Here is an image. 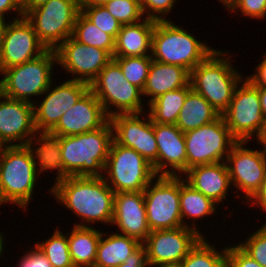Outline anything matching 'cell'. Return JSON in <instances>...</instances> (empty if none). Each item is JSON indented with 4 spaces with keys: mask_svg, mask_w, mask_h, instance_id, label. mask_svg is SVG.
<instances>
[{
    "mask_svg": "<svg viewBox=\"0 0 266 267\" xmlns=\"http://www.w3.org/2000/svg\"><path fill=\"white\" fill-rule=\"evenodd\" d=\"M113 141V127L108 120L102 127L73 136L44 137L47 172L56 179L68 176H103Z\"/></svg>",
    "mask_w": 266,
    "mask_h": 267,
    "instance_id": "cell-1",
    "label": "cell"
},
{
    "mask_svg": "<svg viewBox=\"0 0 266 267\" xmlns=\"http://www.w3.org/2000/svg\"><path fill=\"white\" fill-rule=\"evenodd\" d=\"M49 189L58 204L81 218L82 221H76L72 226L92 227L99 222L106 226L112 224L115 192L103 176L63 177L56 179Z\"/></svg>",
    "mask_w": 266,
    "mask_h": 267,
    "instance_id": "cell-2",
    "label": "cell"
},
{
    "mask_svg": "<svg viewBox=\"0 0 266 267\" xmlns=\"http://www.w3.org/2000/svg\"><path fill=\"white\" fill-rule=\"evenodd\" d=\"M47 173L44 142L6 146L0 159V206H19L27 211L39 176Z\"/></svg>",
    "mask_w": 266,
    "mask_h": 267,
    "instance_id": "cell-3",
    "label": "cell"
},
{
    "mask_svg": "<svg viewBox=\"0 0 266 267\" xmlns=\"http://www.w3.org/2000/svg\"><path fill=\"white\" fill-rule=\"evenodd\" d=\"M231 57L229 50L216 49L190 71L192 90L202 95L220 115L228 109L235 88L245 77L233 66Z\"/></svg>",
    "mask_w": 266,
    "mask_h": 267,
    "instance_id": "cell-4",
    "label": "cell"
},
{
    "mask_svg": "<svg viewBox=\"0 0 266 267\" xmlns=\"http://www.w3.org/2000/svg\"><path fill=\"white\" fill-rule=\"evenodd\" d=\"M179 26L174 20L156 21L152 33L151 57L161 63L183 67L190 73L215 49Z\"/></svg>",
    "mask_w": 266,
    "mask_h": 267,
    "instance_id": "cell-5",
    "label": "cell"
},
{
    "mask_svg": "<svg viewBox=\"0 0 266 267\" xmlns=\"http://www.w3.org/2000/svg\"><path fill=\"white\" fill-rule=\"evenodd\" d=\"M55 65H57L56 53L47 49L35 59L5 69L0 74L3 76L0 79L2 94L35 104L37 101L35 99L41 97L53 82L55 73L53 69H58Z\"/></svg>",
    "mask_w": 266,
    "mask_h": 267,
    "instance_id": "cell-6",
    "label": "cell"
},
{
    "mask_svg": "<svg viewBox=\"0 0 266 267\" xmlns=\"http://www.w3.org/2000/svg\"><path fill=\"white\" fill-rule=\"evenodd\" d=\"M89 89L98 98L109 119L118 114H138L147 110L142 90L125 79L114 59L100 71Z\"/></svg>",
    "mask_w": 266,
    "mask_h": 267,
    "instance_id": "cell-7",
    "label": "cell"
},
{
    "mask_svg": "<svg viewBox=\"0 0 266 267\" xmlns=\"http://www.w3.org/2000/svg\"><path fill=\"white\" fill-rule=\"evenodd\" d=\"M156 176L149 161L113 139L103 177L115 193L144 191Z\"/></svg>",
    "mask_w": 266,
    "mask_h": 267,
    "instance_id": "cell-8",
    "label": "cell"
},
{
    "mask_svg": "<svg viewBox=\"0 0 266 267\" xmlns=\"http://www.w3.org/2000/svg\"><path fill=\"white\" fill-rule=\"evenodd\" d=\"M79 12L77 0H49L30 10L25 18L32 24L39 41L47 49L55 50L72 36Z\"/></svg>",
    "mask_w": 266,
    "mask_h": 267,
    "instance_id": "cell-9",
    "label": "cell"
},
{
    "mask_svg": "<svg viewBox=\"0 0 266 267\" xmlns=\"http://www.w3.org/2000/svg\"><path fill=\"white\" fill-rule=\"evenodd\" d=\"M143 194L151 231L183 226L180 214V175H157Z\"/></svg>",
    "mask_w": 266,
    "mask_h": 267,
    "instance_id": "cell-10",
    "label": "cell"
},
{
    "mask_svg": "<svg viewBox=\"0 0 266 267\" xmlns=\"http://www.w3.org/2000/svg\"><path fill=\"white\" fill-rule=\"evenodd\" d=\"M187 170L205 164L223 162L237 140L231 135L223 116L184 133Z\"/></svg>",
    "mask_w": 266,
    "mask_h": 267,
    "instance_id": "cell-11",
    "label": "cell"
},
{
    "mask_svg": "<svg viewBox=\"0 0 266 267\" xmlns=\"http://www.w3.org/2000/svg\"><path fill=\"white\" fill-rule=\"evenodd\" d=\"M222 116L237 141H253L264 117L258 87L243 78L235 88L229 107Z\"/></svg>",
    "mask_w": 266,
    "mask_h": 267,
    "instance_id": "cell-12",
    "label": "cell"
},
{
    "mask_svg": "<svg viewBox=\"0 0 266 267\" xmlns=\"http://www.w3.org/2000/svg\"><path fill=\"white\" fill-rule=\"evenodd\" d=\"M250 141H237L226 157L225 163L230 175L232 192L244 193L239 200L247 203L260 189L266 174V161L263 150L249 148ZM245 144L247 147H245ZM246 200V201H245Z\"/></svg>",
    "mask_w": 266,
    "mask_h": 267,
    "instance_id": "cell-13",
    "label": "cell"
},
{
    "mask_svg": "<svg viewBox=\"0 0 266 267\" xmlns=\"http://www.w3.org/2000/svg\"><path fill=\"white\" fill-rule=\"evenodd\" d=\"M203 236L189 227L151 231L143 243L151 267H177Z\"/></svg>",
    "mask_w": 266,
    "mask_h": 267,
    "instance_id": "cell-14",
    "label": "cell"
},
{
    "mask_svg": "<svg viewBox=\"0 0 266 267\" xmlns=\"http://www.w3.org/2000/svg\"><path fill=\"white\" fill-rule=\"evenodd\" d=\"M53 83L55 84L53 81L41 96V98L45 96L42 98L43 100H38L33 104L35 128L42 139L57 125L63 114L73 107L89 89V84L69 78L54 87Z\"/></svg>",
    "mask_w": 266,
    "mask_h": 267,
    "instance_id": "cell-15",
    "label": "cell"
},
{
    "mask_svg": "<svg viewBox=\"0 0 266 267\" xmlns=\"http://www.w3.org/2000/svg\"><path fill=\"white\" fill-rule=\"evenodd\" d=\"M57 64L70 80L87 84L97 77L100 71L113 59L106 51L98 47L78 42L72 36L67 38L55 50Z\"/></svg>",
    "mask_w": 266,
    "mask_h": 267,
    "instance_id": "cell-16",
    "label": "cell"
},
{
    "mask_svg": "<svg viewBox=\"0 0 266 267\" xmlns=\"http://www.w3.org/2000/svg\"><path fill=\"white\" fill-rule=\"evenodd\" d=\"M0 142L6 146L43 142L35 128L33 104L0 96Z\"/></svg>",
    "mask_w": 266,
    "mask_h": 267,
    "instance_id": "cell-17",
    "label": "cell"
},
{
    "mask_svg": "<svg viewBox=\"0 0 266 267\" xmlns=\"http://www.w3.org/2000/svg\"><path fill=\"white\" fill-rule=\"evenodd\" d=\"M143 114H118L109 120L113 127V139L122 146L134 149L153 164L158 153L154 122L147 112Z\"/></svg>",
    "mask_w": 266,
    "mask_h": 267,
    "instance_id": "cell-18",
    "label": "cell"
},
{
    "mask_svg": "<svg viewBox=\"0 0 266 267\" xmlns=\"http://www.w3.org/2000/svg\"><path fill=\"white\" fill-rule=\"evenodd\" d=\"M46 50L25 16L9 20L0 51V74L5 69L39 57Z\"/></svg>",
    "mask_w": 266,
    "mask_h": 267,
    "instance_id": "cell-19",
    "label": "cell"
},
{
    "mask_svg": "<svg viewBox=\"0 0 266 267\" xmlns=\"http://www.w3.org/2000/svg\"><path fill=\"white\" fill-rule=\"evenodd\" d=\"M108 120L102 104L88 89L45 137L79 135L102 127Z\"/></svg>",
    "mask_w": 266,
    "mask_h": 267,
    "instance_id": "cell-20",
    "label": "cell"
},
{
    "mask_svg": "<svg viewBox=\"0 0 266 267\" xmlns=\"http://www.w3.org/2000/svg\"><path fill=\"white\" fill-rule=\"evenodd\" d=\"M158 153L152 164L156 175L182 176L187 171L184 133L174 124L154 123Z\"/></svg>",
    "mask_w": 266,
    "mask_h": 267,
    "instance_id": "cell-21",
    "label": "cell"
},
{
    "mask_svg": "<svg viewBox=\"0 0 266 267\" xmlns=\"http://www.w3.org/2000/svg\"><path fill=\"white\" fill-rule=\"evenodd\" d=\"M112 227L116 232L144 243L151 232L146 216L143 191L120 192L114 196Z\"/></svg>",
    "mask_w": 266,
    "mask_h": 267,
    "instance_id": "cell-22",
    "label": "cell"
},
{
    "mask_svg": "<svg viewBox=\"0 0 266 267\" xmlns=\"http://www.w3.org/2000/svg\"><path fill=\"white\" fill-rule=\"evenodd\" d=\"M183 177L195 190L200 191L219 206L220 203L223 204L228 200L227 195L232 191L225 161L192 167L183 174Z\"/></svg>",
    "mask_w": 266,
    "mask_h": 267,
    "instance_id": "cell-23",
    "label": "cell"
},
{
    "mask_svg": "<svg viewBox=\"0 0 266 267\" xmlns=\"http://www.w3.org/2000/svg\"><path fill=\"white\" fill-rule=\"evenodd\" d=\"M155 20L144 18L134 24L122 25L115 38L113 57L151 56Z\"/></svg>",
    "mask_w": 266,
    "mask_h": 267,
    "instance_id": "cell-24",
    "label": "cell"
},
{
    "mask_svg": "<svg viewBox=\"0 0 266 267\" xmlns=\"http://www.w3.org/2000/svg\"><path fill=\"white\" fill-rule=\"evenodd\" d=\"M189 80L190 73L185 68L152 59L146 84L142 91L144 98L149 97L145 103L148 105L162 94L186 87Z\"/></svg>",
    "mask_w": 266,
    "mask_h": 267,
    "instance_id": "cell-25",
    "label": "cell"
},
{
    "mask_svg": "<svg viewBox=\"0 0 266 267\" xmlns=\"http://www.w3.org/2000/svg\"><path fill=\"white\" fill-rule=\"evenodd\" d=\"M218 207L219 205L212 199L206 197L188 184L183 175L180 176V214L183 226L192 228L205 237V234L203 235V233L198 230L200 228H197V219H201L202 222L204 217L215 214ZM188 219H191V221Z\"/></svg>",
    "mask_w": 266,
    "mask_h": 267,
    "instance_id": "cell-26",
    "label": "cell"
},
{
    "mask_svg": "<svg viewBox=\"0 0 266 267\" xmlns=\"http://www.w3.org/2000/svg\"><path fill=\"white\" fill-rule=\"evenodd\" d=\"M99 240L94 267H116L141 245L138 240L118 232H103ZM108 234V236H107Z\"/></svg>",
    "mask_w": 266,
    "mask_h": 267,
    "instance_id": "cell-27",
    "label": "cell"
},
{
    "mask_svg": "<svg viewBox=\"0 0 266 267\" xmlns=\"http://www.w3.org/2000/svg\"><path fill=\"white\" fill-rule=\"evenodd\" d=\"M67 232L69 252L74 267H94L102 231L93 227L72 226Z\"/></svg>",
    "mask_w": 266,
    "mask_h": 267,
    "instance_id": "cell-28",
    "label": "cell"
},
{
    "mask_svg": "<svg viewBox=\"0 0 266 267\" xmlns=\"http://www.w3.org/2000/svg\"><path fill=\"white\" fill-rule=\"evenodd\" d=\"M220 116L202 95L191 90L181 108L176 126L185 133L209 124Z\"/></svg>",
    "mask_w": 266,
    "mask_h": 267,
    "instance_id": "cell-29",
    "label": "cell"
},
{
    "mask_svg": "<svg viewBox=\"0 0 266 267\" xmlns=\"http://www.w3.org/2000/svg\"><path fill=\"white\" fill-rule=\"evenodd\" d=\"M192 90L190 83L173 91L160 95L146 107L147 112L154 123L176 125L179 113L187 97Z\"/></svg>",
    "mask_w": 266,
    "mask_h": 267,
    "instance_id": "cell-30",
    "label": "cell"
},
{
    "mask_svg": "<svg viewBox=\"0 0 266 267\" xmlns=\"http://www.w3.org/2000/svg\"><path fill=\"white\" fill-rule=\"evenodd\" d=\"M215 246L202 237L177 267H226L227 246Z\"/></svg>",
    "mask_w": 266,
    "mask_h": 267,
    "instance_id": "cell-31",
    "label": "cell"
},
{
    "mask_svg": "<svg viewBox=\"0 0 266 267\" xmlns=\"http://www.w3.org/2000/svg\"><path fill=\"white\" fill-rule=\"evenodd\" d=\"M72 37L82 44L106 50L113 57L115 39L94 25L81 11L77 15Z\"/></svg>",
    "mask_w": 266,
    "mask_h": 267,
    "instance_id": "cell-32",
    "label": "cell"
},
{
    "mask_svg": "<svg viewBox=\"0 0 266 267\" xmlns=\"http://www.w3.org/2000/svg\"><path fill=\"white\" fill-rule=\"evenodd\" d=\"M34 245L42 251L52 267H74L67 240V233L59 230V227L54 230L52 235L44 241H38Z\"/></svg>",
    "mask_w": 266,
    "mask_h": 267,
    "instance_id": "cell-33",
    "label": "cell"
},
{
    "mask_svg": "<svg viewBox=\"0 0 266 267\" xmlns=\"http://www.w3.org/2000/svg\"><path fill=\"white\" fill-rule=\"evenodd\" d=\"M113 59L119 64L125 79L143 91L152 57H113Z\"/></svg>",
    "mask_w": 266,
    "mask_h": 267,
    "instance_id": "cell-34",
    "label": "cell"
},
{
    "mask_svg": "<svg viewBox=\"0 0 266 267\" xmlns=\"http://www.w3.org/2000/svg\"><path fill=\"white\" fill-rule=\"evenodd\" d=\"M103 6L122 25L134 24L144 19L140 0H110Z\"/></svg>",
    "mask_w": 266,
    "mask_h": 267,
    "instance_id": "cell-35",
    "label": "cell"
},
{
    "mask_svg": "<svg viewBox=\"0 0 266 267\" xmlns=\"http://www.w3.org/2000/svg\"><path fill=\"white\" fill-rule=\"evenodd\" d=\"M252 233L237 245L262 267H266V222Z\"/></svg>",
    "mask_w": 266,
    "mask_h": 267,
    "instance_id": "cell-36",
    "label": "cell"
},
{
    "mask_svg": "<svg viewBox=\"0 0 266 267\" xmlns=\"http://www.w3.org/2000/svg\"><path fill=\"white\" fill-rule=\"evenodd\" d=\"M81 12L103 32L114 39L121 30L122 24L114 18L104 6L86 7Z\"/></svg>",
    "mask_w": 266,
    "mask_h": 267,
    "instance_id": "cell-37",
    "label": "cell"
},
{
    "mask_svg": "<svg viewBox=\"0 0 266 267\" xmlns=\"http://www.w3.org/2000/svg\"><path fill=\"white\" fill-rule=\"evenodd\" d=\"M224 9L245 18L257 20L266 18V0H231Z\"/></svg>",
    "mask_w": 266,
    "mask_h": 267,
    "instance_id": "cell-38",
    "label": "cell"
},
{
    "mask_svg": "<svg viewBox=\"0 0 266 267\" xmlns=\"http://www.w3.org/2000/svg\"><path fill=\"white\" fill-rule=\"evenodd\" d=\"M177 0H140L141 10L144 18L155 21H166L167 14L173 10Z\"/></svg>",
    "mask_w": 266,
    "mask_h": 267,
    "instance_id": "cell-39",
    "label": "cell"
},
{
    "mask_svg": "<svg viewBox=\"0 0 266 267\" xmlns=\"http://www.w3.org/2000/svg\"><path fill=\"white\" fill-rule=\"evenodd\" d=\"M227 246L226 267H262L237 244Z\"/></svg>",
    "mask_w": 266,
    "mask_h": 267,
    "instance_id": "cell-40",
    "label": "cell"
},
{
    "mask_svg": "<svg viewBox=\"0 0 266 267\" xmlns=\"http://www.w3.org/2000/svg\"><path fill=\"white\" fill-rule=\"evenodd\" d=\"M33 248V249H32ZM20 257L17 267H52L46 256L35 245L30 250H25ZM26 253V254H25Z\"/></svg>",
    "mask_w": 266,
    "mask_h": 267,
    "instance_id": "cell-41",
    "label": "cell"
},
{
    "mask_svg": "<svg viewBox=\"0 0 266 267\" xmlns=\"http://www.w3.org/2000/svg\"><path fill=\"white\" fill-rule=\"evenodd\" d=\"M8 12L12 13V20L23 17L21 0H0V19L6 20ZM13 13H15V17Z\"/></svg>",
    "mask_w": 266,
    "mask_h": 267,
    "instance_id": "cell-42",
    "label": "cell"
},
{
    "mask_svg": "<svg viewBox=\"0 0 266 267\" xmlns=\"http://www.w3.org/2000/svg\"><path fill=\"white\" fill-rule=\"evenodd\" d=\"M116 267H151L147 262L146 249L142 244L124 263Z\"/></svg>",
    "mask_w": 266,
    "mask_h": 267,
    "instance_id": "cell-43",
    "label": "cell"
},
{
    "mask_svg": "<svg viewBox=\"0 0 266 267\" xmlns=\"http://www.w3.org/2000/svg\"><path fill=\"white\" fill-rule=\"evenodd\" d=\"M254 73L245 77L257 87H266V53L262 56L261 62L254 67Z\"/></svg>",
    "mask_w": 266,
    "mask_h": 267,
    "instance_id": "cell-44",
    "label": "cell"
},
{
    "mask_svg": "<svg viewBox=\"0 0 266 267\" xmlns=\"http://www.w3.org/2000/svg\"><path fill=\"white\" fill-rule=\"evenodd\" d=\"M245 204L251 206V209L257 206L261 211L265 213L264 215H266V174L258 192L247 203H244V205Z\"/></svg>",
    "mask_w": 266,
    "mask_h": 267,
    "instance_id": "cell-45",
    "label": "cell"
},
{
    "mask_svg": "<svg viewBox=\"0 0 266 267\" xmlns=\"http://www.w3.org/2000/svg\"><path fill=\"white\" fill-rule=\"evenodd\" d=\"M48 1L49 0H21L23 16H25L30 10L38 8Z\"/></svg>",
    "mask_w": 266,
    "mask_h": 267,
    "instance_id": "cell-46",
    "label": "cell"
},
{
    "mask_svg": "<svg viewBox=\"0 0 266 267\" xmlns=\"http://www.w3.org/2000/svg\"><path fill=\"white\" fill-rule=\"evenodd\" d=\"M109 1L110 0H77V4L81 11L83 8L86 7L103 6L105 3Z\"/></svg>",
    "mask_w": 266,
    "mask_h": 267,
    "instance_id": "cell-47",
    "label": "cell"
},
{
    "mask_svg": "<svg viewBox=\"0 0 266 267\" xmlns=\"http://www.w3.org/2000/svg\"><path fill=\"white\" fill-rule=\"evenodd\" d=\"M256 144L261 146L266 145V117H263V122L258 134L255 136Z\"/></svg>",
    "mask_w": 266,
    "mask_h": 267,
    "instance_id": "cell-48",
    "label": "cell"
},
{
    "mask_svg": "<svg viewBox=\"0 0 266 267\" xmlns=\"http://www.w3.org/2000/svg\"><path fill=\"white\" fill-rule=\"evenodd\" d=\"M259 99L263 116L266 117V87H258Z\"/></svg>",
    "mask_w": 266,
    "mask_h": 267,
    "instance_id": "cell-49",
    "label": "cell"
},
{
    "mask_svg": "<svg viewBox=\"0 0 266 267\" xmlns=\"http://www.w3.org/2000/svg\"><path fill=\"white\" fill-rule=\"evenodd\" d=\"M6 21L7 20L0 19V51H1L2 44H3V40H4L5 31L9 23V18H8V22Z\"/></svg>",
    "mask_w": 266,
    "mask_h": 267,
    "instance_id": "cell-50",
    "label": "cell"
},
{
    "mask_svg": "<svg viewBox=\"0 0 266 267\" xmlns=\"http://www.w3.org/2000/svg\"><path fill=\"white\" fill-rule=\"evenodd\" d=\"M5 238L6 237L4 236V234L2 232H0V259L2 258L1 256L4 255V251L7 250V249H5V247L7 245L4 246V244H5L4 241L6 240Z\"/></svg>",
    "mask_w": 266,
    "mask_h": 267,
    "instance_id": "cell-51",
    "label": "cell"
},
{
    "mask_svg": "<svg viewBox=\"0 0 266 267\" xmlns=\"http://www.w3.org/2000/svg\"><path fill=\"white\" fill-rule=\"evenodd\" d=\"M5 147H6V145L4 143L0 142V159H1V155H2Z\"/></svg>",
    "mask_w": 266,
    "mask_h": 267,
    "instance_id": "cell-52",
    "label": "cell"
},
{
    "mask_svg": "<svg viewBox=\"0 0 266 267\" xmlns=\"http://www.w3.org/2000/svg\"><path fill=\"white\" fill-rule=\"evenodd\" d=\"M231 0H219L218 2H221L223 4V7H226V5L230 2Z\"/></svg>",
    "mask_w": 266,
    "mask_h": 267,
    "instance_id": "cell-53",
    "label": "cell"
},
{
    "mask_svg": "<svg viewBox=\"0 0 266 267\" xmlns=\"http://www.w3.org/2000/svg\"><path fill=\"white\" fill-rule=\"evenodd\" d=\"M262 150H263L265 161H266V145L262 146Z\"/></svg>",
    "mask_w": 266,
    "mask_h": 267,
    "instance_id": "cell-54",
    "label": "cell"
},
{
    "mask_svg": "<svg viewBox=\"0 0 266 267\" xmlns=\"http://www.w3.org/2000/svg\"><path fill=\"white\" fill-rule=\"evenodd\" d=\"M2 95V88H1V84H0V96Z\"/></svg>",
    "mask_w": 266,
    "mask_h": 267,
    "instance_id": "cell-55",
    "label": "cell"
}]
</instances>
